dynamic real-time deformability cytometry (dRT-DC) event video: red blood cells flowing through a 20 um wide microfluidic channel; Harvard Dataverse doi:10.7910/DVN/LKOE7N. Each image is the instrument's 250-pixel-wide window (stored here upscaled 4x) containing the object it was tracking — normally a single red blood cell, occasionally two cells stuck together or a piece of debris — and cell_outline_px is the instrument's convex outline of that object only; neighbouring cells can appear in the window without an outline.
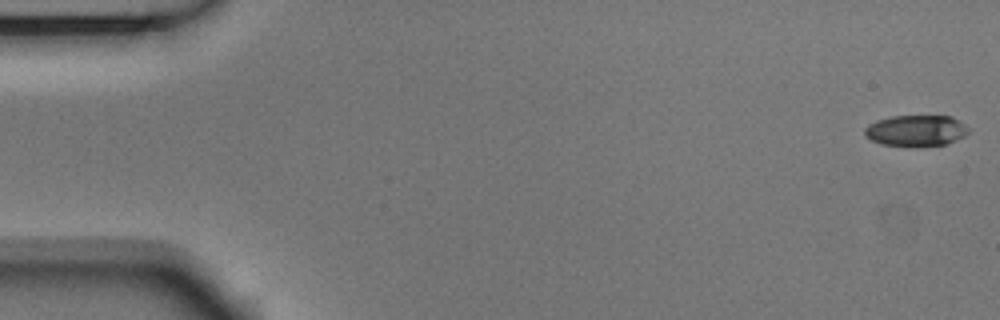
{"species": "Egyptian fruit bat (a non-hibernating species)", "species_latin": "Rousettus aegyptiacus", "temperature_condition": "room temperature", "stored_images_in_passage": 54, "camera_frame_rate_fps": 3000, "um_per_image_px": 0.085, "animal": {"sex": "male"}, "frame": {"image": 1, "passage_image": 1, "time_ms": 0.0, "image_size_px": [1000, 320], "cell_outline_px": [[968, 132], [964, 136], [948, 144], [916, 148], [880, 144], [864, 136], [864, 128], [868, 124], [876, 120], [892, 116], [952, 116], [964, 124], [968, 128]], "centroid_in_image_um": [77.83, 11.13], "position_along_channel_um": 7.2, "area_um2": 19.31}}
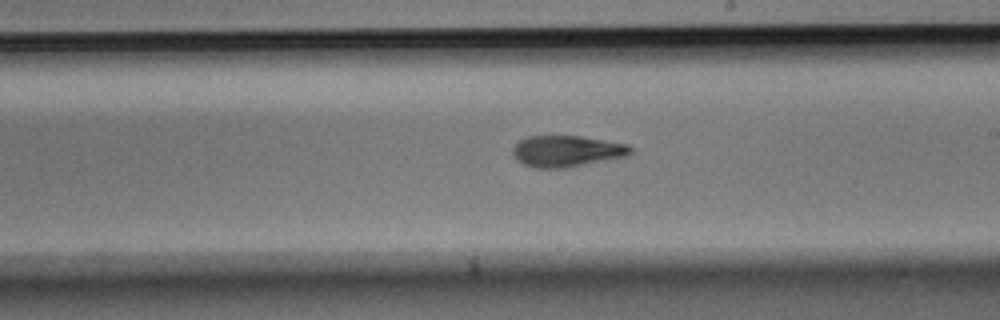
{"frame": {"image": 2, "passage_image": 31, "time_ms": 10.0, "image_size_px": [1000, 320], "cell_outline_px": [[636, 148], [632, 152], [624, 156], [568, 168], [532, 168], [516, 160], [512, 152], [512, 148], [520, 140], [528, 136], [580, 136], [628, 144]], "centroid_in_image_um": [48.16, 12.85], "position_along_channel_um": 240.8, "area_um2": 21.56}}
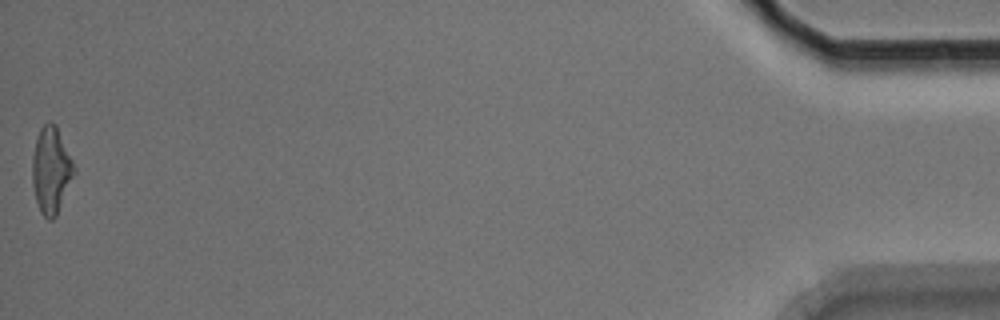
{"frame": {"image": 3, "passage_image": 54, "time_ms": 17.667, "image_size_px": [1000, 320], "cell_outline_px": [[76, 172], [56, 216], [52, 220], [48, 220], [40, 212], [36, 200], [32, 184], [32, 156], [36, 140], [40, 128], [48, 120], [56, 124], [76, 168]], "centroid_in_image_um": [4.35, 14.46], "position_along_channel_um": 430.9, "area_um2": 21.21}, "authors_computed_cell_mechanics": {"area_um2": 20.8369, "velocity_mm_per_s": 3.7422, "shape_relaxation_time_tau1_ms": 3.78, "shape_relaxation_time_tau2_ms": 3.2568, "deformation_change_tau1": 0.1345, "deformation_change_tau2": 0.1243}}